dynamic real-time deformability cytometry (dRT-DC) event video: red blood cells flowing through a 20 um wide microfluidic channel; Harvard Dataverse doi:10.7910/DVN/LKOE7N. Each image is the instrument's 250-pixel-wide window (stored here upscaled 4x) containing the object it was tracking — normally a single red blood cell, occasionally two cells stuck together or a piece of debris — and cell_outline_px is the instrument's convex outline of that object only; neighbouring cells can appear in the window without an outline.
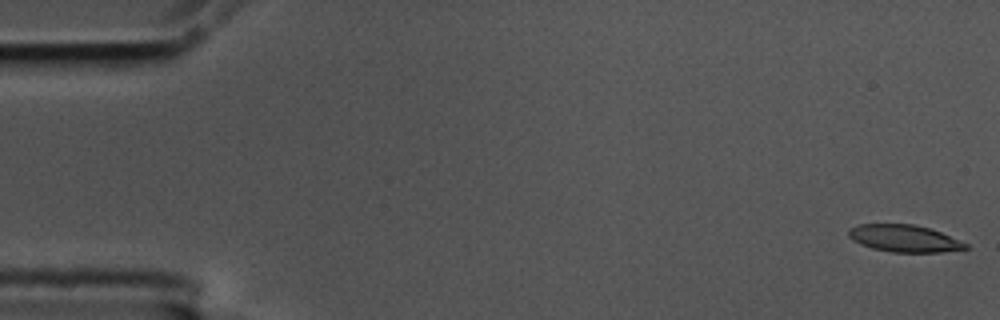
{"species": "common noctule bat (a hibernating species)", "species_latin": "Nyctalus noctula", "temperature_condition": "cold", "stored_images_in_passage": 56, "camera_frame_rate_fps": 3000, "um_per_image_px": 0.085, "animal": {"sex": "male", "body_mass_g": 17.5, "forearm_length_mm": 52.3}, "frame": {"image": 1, "passage_image": 1, "time_ms": 0.0, "image_size_px": [1000, 320], "cell_outline_px": [[968, 248], [940, 252], [892, 252], [872, 248], [860, 244], [852, 240], [848, 236], [848, 228], [860, 224], [912, 224], [928, 228], [940, 232], [968, 244]], "centroid_in_image_um": [76.81, 20.26], "position_along_channel_um": 8.2, "area_um2": 18.32}}
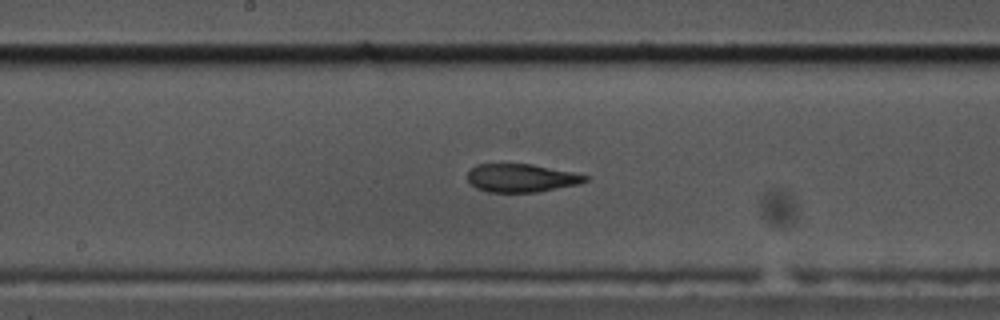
{"frame": {"image": 2, "passage_image": 29, "time_ms": 9.333, "image_size_px": [1000, 320], "cell_outline_px": [[588, 180], [580, 184], [536, 192], [488, 192], [476, 188], [468, 180], [468, 172], [476, 164], [532, 164], [572, 172], [588, 176]], "centroid_in_image_um": [44.31, 15.13], "position_along_channel_um": 203.9, "area_um2": 19.25}}
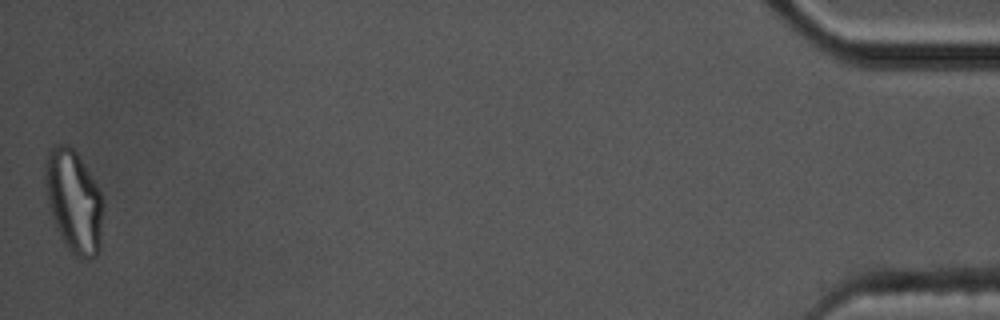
{"frame": {"image": 3, "passage_image": 56, "time_ms": 18.333, "image_size_px": [1000, 320], "cell_outline_px": [[104, 204], [100, 248], [96, 256], [88, 260], [84, 260], [76, 256], [68, 248], [60, 236], [56, 228], [52, 216], [48, 200], [44, 180], [44, 164], [48, 152], [56, 144], [68, 144], [80, 156], [96, 184], [100, 192]], "centroid_in_image_um": [6.29, 17.11], "position_along_channel_um": 428.9, "area_um2": 34.91}, "authors_computed_cell_mechanics": {"area_um2": 20.2011, "velocity_mm_per_s": 3.5585, "shape_relaxation_time_tau1_ms": null, "shape_relaxation_time_tau2_ms": 2.8821, "deformation_change_tau1": null, "deformation_change_tau2": 0.1138}}